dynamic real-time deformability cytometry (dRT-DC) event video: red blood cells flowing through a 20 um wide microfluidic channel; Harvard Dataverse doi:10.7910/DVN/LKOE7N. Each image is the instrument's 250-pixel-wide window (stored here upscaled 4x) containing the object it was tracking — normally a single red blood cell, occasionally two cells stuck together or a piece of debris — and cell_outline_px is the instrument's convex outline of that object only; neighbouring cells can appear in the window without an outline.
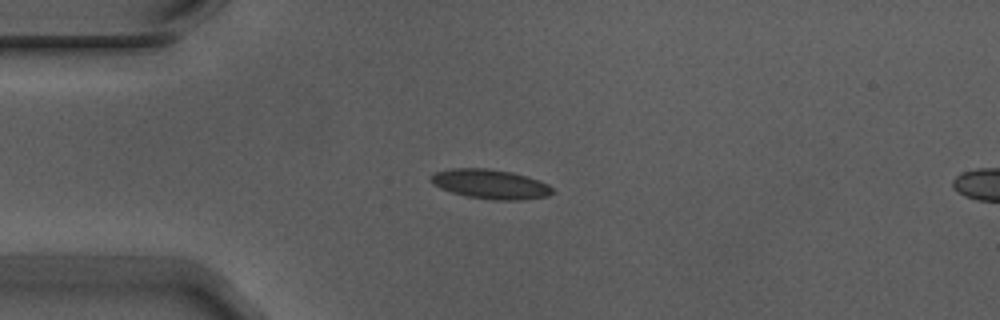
{"species": "Egyptian fruit bat (a non-hibernating species)", "species_latin": "Rousettus aegyptiacus", "temperature_condition": "warm", "stored_images_in_passage": 2, "segment_of_instrument_passage": [1, 2], "camera_frame_rate_fps": 3000, "um_per_image_px": 0.085, "animal": {"sex": "male"}, "frame": {"image": 1, "passage_image": 1, "time_ms": 0.0, "image_size_px": [1000, 320], "cell_outline_px": [[556, 192], [548, 196], [520, 200], [492, 200], [468, 196], [452, 192], [440, 188], [432, 184], [428, 180], [436, 172], [452, 168], [488, 168], [512, 172], [548, 184]], "centroid_in_image_um": [41.67, 15.65], "position_along_channel_um": 43.3, "area_um2": 20.81}}